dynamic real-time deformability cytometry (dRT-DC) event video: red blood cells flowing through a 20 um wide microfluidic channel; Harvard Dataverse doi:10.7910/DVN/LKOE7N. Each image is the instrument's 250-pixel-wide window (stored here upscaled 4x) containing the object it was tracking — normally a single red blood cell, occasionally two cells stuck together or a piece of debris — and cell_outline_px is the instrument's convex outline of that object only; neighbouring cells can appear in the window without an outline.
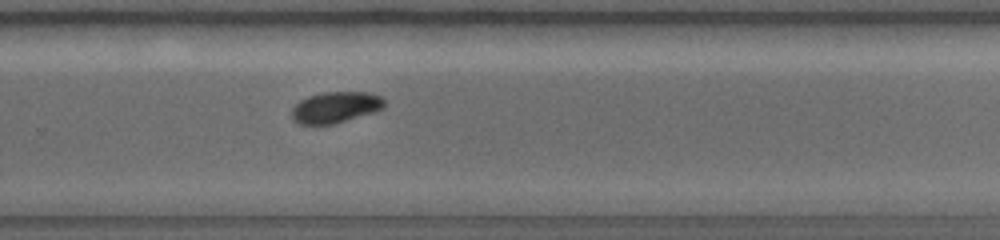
{"species": "common noctule bat (a hibernating species)", "species_latin": "Nyctalus noctula", "temperature_condition": "warm", "stored_images_in_passage": 24, "camera_frame_rate_fps": 5000, "um_per_image_px": 0.085, "animal": {"sex": "female", "body_mass_g": 19.0, "forearm_length_mm": 56.7}, "frame": {"image": 1, "passage_image": 17, "time_ms": 5.0, "image_size_px": [1000, 240], "cell_outline_px": [[384, 108], [376, 112], [336, 124], [300, 124], [292, 120], [292, 108], [300, 100], [308, 96], [324, 92], [368, 92], [380, 96], [384, 100]], "centroid_in_image_um": [28.53, 9.13], "position_along_channel_um": 301.3, "area_um2": 16.99}}